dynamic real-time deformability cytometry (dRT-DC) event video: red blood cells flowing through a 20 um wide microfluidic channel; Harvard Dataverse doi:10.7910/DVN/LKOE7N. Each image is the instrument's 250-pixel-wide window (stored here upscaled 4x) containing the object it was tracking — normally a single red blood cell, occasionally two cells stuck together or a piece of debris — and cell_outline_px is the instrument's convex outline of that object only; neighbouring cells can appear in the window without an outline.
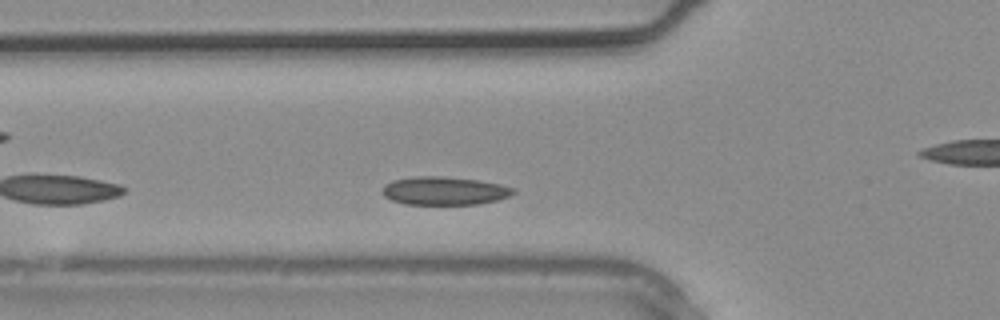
{"species": "common noctule bat (a hibernating species)", "species_latin": "Nyctalus noctula", "temperature_condition": "warm", "stored_images_in_passage": 3, "camera_frame_rate_fps": 3000, "um_per_image_px": 0.085, "animal": {"sex": "male", "body_mass_g": 20.4}, "frame": {"image": 1, "passage_image": 3, "time_ms": 0.667, "image_size_px": [1000, 320], "cell_outline_px": [[516, 192], [508, 196], [496, 200], [476, 204], [404, 204], [392, 200], [384, 196], [380, 192], [384, 184], [392, 180], [416, 176], [444, 176], [480, 180], [500, 184], [516, 188]], "centroid_in_image_um": [37.75, 16.21], "position_along_channel_um": 88.1, "area_um2": 21.73}}